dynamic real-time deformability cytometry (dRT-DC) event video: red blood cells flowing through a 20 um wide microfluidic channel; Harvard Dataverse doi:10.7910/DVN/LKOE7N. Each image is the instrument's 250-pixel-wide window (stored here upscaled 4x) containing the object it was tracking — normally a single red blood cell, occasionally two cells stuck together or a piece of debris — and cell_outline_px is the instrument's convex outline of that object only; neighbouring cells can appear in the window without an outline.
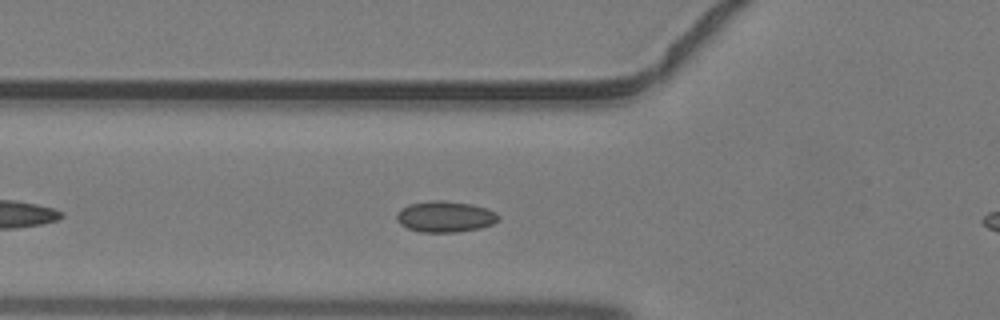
{"species": "common noctule bat (a hibernating species)", "species_latin": "Nyctalus noctula", "temperature_condition": "warm", "stored_images_in_passage": 30, "camera_frame_rate_fps": 3000, "um_per_image_px": 0.085, "animal": {"sex": "male", "body_mass_g": 19.2, "forearm_length_mm": 51.8}, "frame": {"image": 1, "passage_image": 6, "time_ms": 1.667, "image_size_px": [1000, 320], "cell_outline_px": [[500, 220], [492, 224], [480, 228], [456, 232], [420, 232], [408, 228], [400, 224], [396, 220], [396, 216], [400, 208], [408, 204], [428, 200], [440, 200], [472, 204], [496, 212], [500, 216]], "centroid_in_image_um": [37.82, 18.41], "position_along_channel_um": 88.0, "area_um2": 18.55}}
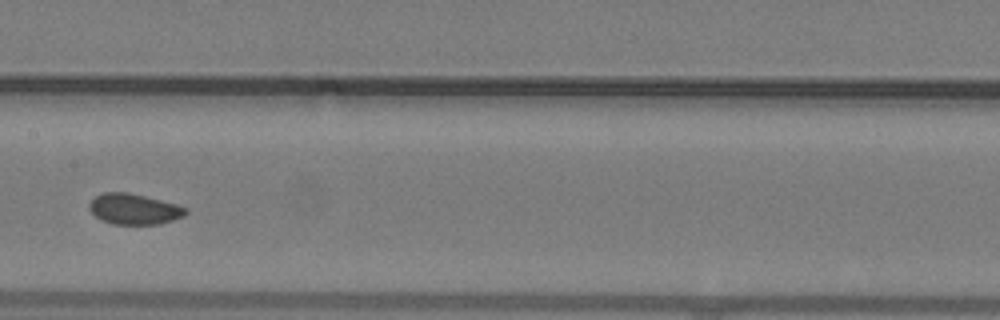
{"frame": {"image": 2, "passage_image": 13, "time_ms": 4.0, "image_size_px": [1000, 320], "cell_outline_px": [[188, 212], [184, 216], [160, 224], [112, 224], [96, 216], [88, 208], [88, 204], [100, 192], [128, 192], [176, 204], [188, 208]], "centroid_in_image_um": [11.4, 17.76], "position_along_channel_um": 196.0, "area_um2": 17.17}}
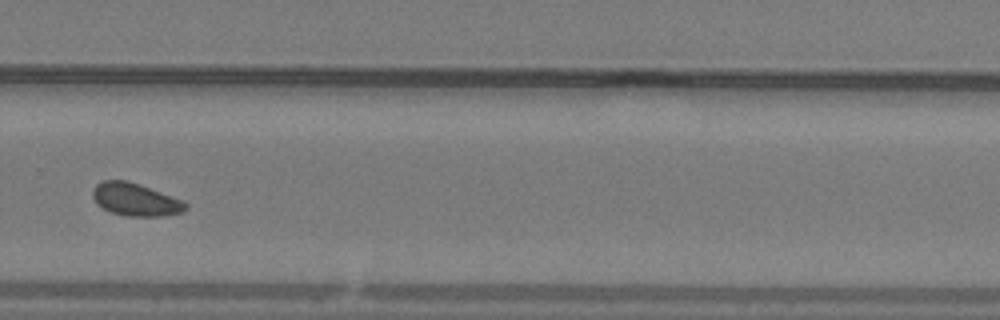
{"frame": {"image": 3, "passage_image": 21, "time_ms": 6.667, "image_size_px": [1000, 320], "cell_outline_px": [[188, 208], [184, 212], [164, 216], [128, 216], [112, 212], [96, 204], [92, 196], [92, 192], [96, 184], [104, 180], [124, 180], [140, 184], [184, 200], [188, 204]], "centroid_in_image_um": [11.55, 16.96], "position_along_channel_um": 318.2, "area_um2": 17.86}}